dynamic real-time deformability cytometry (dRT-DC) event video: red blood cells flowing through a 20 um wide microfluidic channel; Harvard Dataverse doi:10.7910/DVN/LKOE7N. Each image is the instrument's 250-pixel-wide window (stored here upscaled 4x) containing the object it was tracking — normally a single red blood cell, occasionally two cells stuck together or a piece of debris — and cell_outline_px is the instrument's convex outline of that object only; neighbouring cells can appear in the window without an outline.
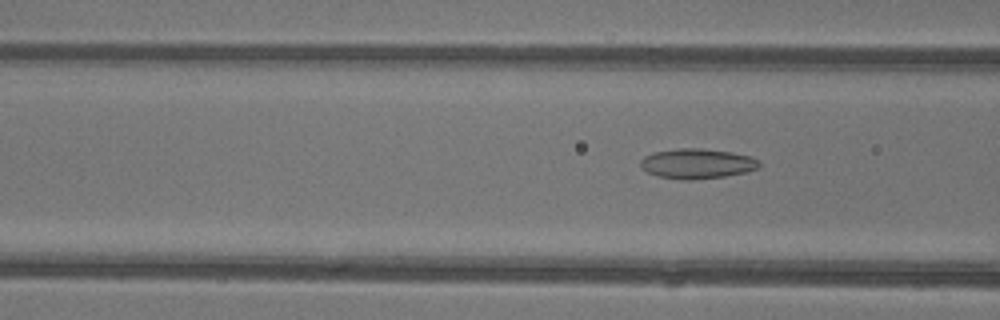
{"species": "common noctule bat (a hibernating species)", "species_latin": "Nyctalus noctula", "temperature_condition": "warm", "stored_images_in_passage": 5, "camera_frame_rate_fps": 3000, "um_per_image_px": 0.085, "animal": {"sex": "female"}, "frame": {"image": 1, "passage_image": 5, "time_ms": 1.333, "image_size_px": [1000, 320], "cell_outline_px": [[760, 164], [756, 168], [744, 172], [724, 176], [692, 180], [680, 180], [656, 176], [640, 168], [640, 160], [644, 156], [652, 152], [676, 148], [700, 148], [732, 152], [748, 156], [760, 160]], "centroid_in_image_um": [59.18, 13.9], "position_along_channel_um": 107.4, "area_um2": 20.87}}